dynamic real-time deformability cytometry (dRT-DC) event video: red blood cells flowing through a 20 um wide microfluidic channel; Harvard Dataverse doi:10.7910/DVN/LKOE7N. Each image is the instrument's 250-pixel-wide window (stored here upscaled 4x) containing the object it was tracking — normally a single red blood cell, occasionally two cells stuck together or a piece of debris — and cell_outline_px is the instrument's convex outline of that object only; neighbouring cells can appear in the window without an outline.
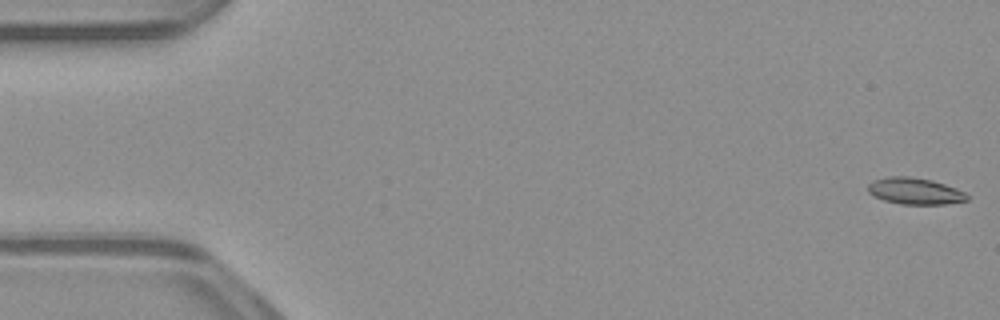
{"species": "common noctule bat (a hibernating species)", "species_latin": "Nyctalus noctula", "temperature_condition": "warm", "stored_images_in_passage": 53, "camera_frame_rate_fps": 3000, "um_per_image_px": 0.085, "animal": {"sex": "male", "body_mass_g": 23.1, "forearm_length_mm": 52.7}, "frame": {"image": 1, "passage_image": 1, "time_ms": 0.0, "image_size_px": [1000, 320], "cell_outline_px": [[968, 200], [944, 204], [900, 204], [884, 200], [868, 192], [868, 184], [872, 180], [888, 176], [908, 176], [932, 180], [956, 188], [964, 192], [968, 196]], "centroid_in_image_um": [77.75, 16.23], "position_along_channel_um": 7.2, "area_um2": 15.26}}
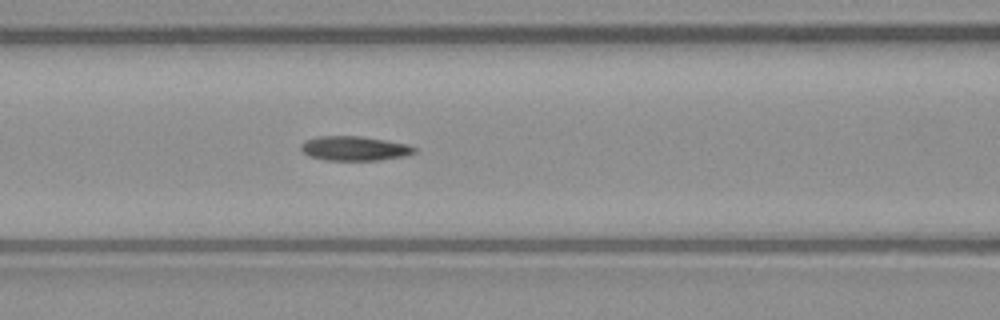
{"frame": {"image": 2, "passage_image": 22, "time_ms": 7.0, "image_size_px": [1000, 320], "cell_outline_px": [[416, 152], [408, 156], [380, 160], [324, 160], [308, 156], [300, 148], [300, 144], [304, 140], [320, 136], [360, 136], [408, 144], [416, 148]], "centroid_in_image_um": [30.13, 12.62], "position_along_channel_um": 136.5, "area_um2": 16.3}}
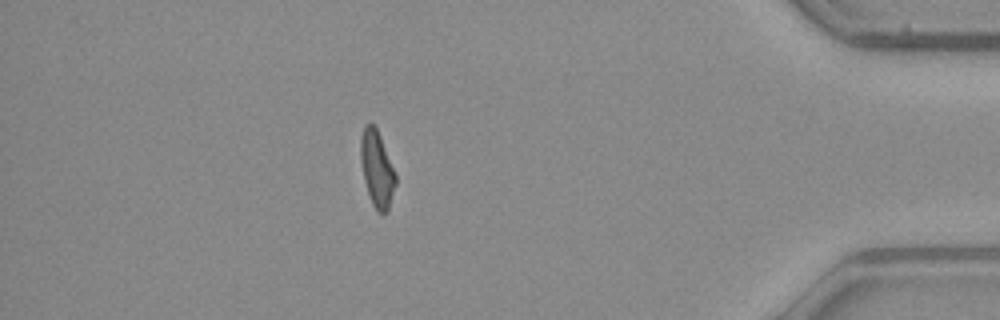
{"frame": {"image": 3, "passage_image": 46, "time_ms": 15.0, "image_size_px": [1000, 320], "cell_outline_px": [[396, 184], [388, 212], [376, 212], [372, 204], [364, 180], [360, 160], [360, 136], [364, 128], [368, 124], [372, 124], [376, 128], [380, 136], [396, 172]], "centroid_in_image_um": [32.05, 14.39], "position_along_channel_um": 403.2, "area_um2": 15.55}, "authors_computed_cell_mechanics": {"area_um2": 16.0106, "velocity_mm_per_s": 3.952, "shape_relaxation_time_tau1_ms": null, "shape_relaxation_time_tau2_ms": 3.2358, "deformation_change_tau1": null, "deformation_change_tau2": 0.1142}}